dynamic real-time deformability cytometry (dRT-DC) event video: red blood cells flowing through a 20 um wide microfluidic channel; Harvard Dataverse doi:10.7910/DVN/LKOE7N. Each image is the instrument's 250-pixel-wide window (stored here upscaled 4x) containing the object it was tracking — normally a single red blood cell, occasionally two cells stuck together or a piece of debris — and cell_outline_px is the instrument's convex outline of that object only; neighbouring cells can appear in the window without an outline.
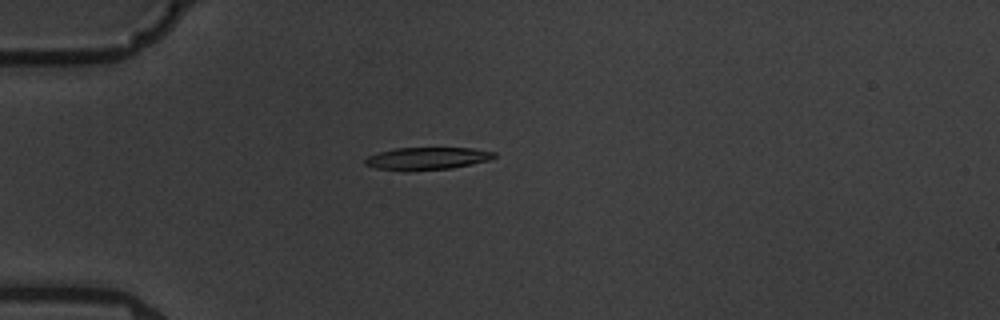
{"species": "common noctule bat (a hibernating species)", "species_latin": "Nyctalus noctula", "temperature_condition": "warm", "stored_images_in_passage": 6, "camera_frame_rate_fps": 3000, "um_per_image_px": 0.085, "animal": {"sex": "male", "body_mass_g": 19.5, "forearm_length_mm": 54.6}, "frame": {"image": 1, "passage_image": 5, "time_ms": 4.667, "image_size_px": [1000, 320], "cell_outline_px": [[496, 156], [488, 160], [452, 168], [376, 168], [364, 164], [364, 160], [368, 156], [380, 152], [396, 148], [472, 148], [496, 152]], "centroid_in_image_um": [36.36, 13.42], "position_along_channel_um": 48.6, "area_um2": 15.9}}